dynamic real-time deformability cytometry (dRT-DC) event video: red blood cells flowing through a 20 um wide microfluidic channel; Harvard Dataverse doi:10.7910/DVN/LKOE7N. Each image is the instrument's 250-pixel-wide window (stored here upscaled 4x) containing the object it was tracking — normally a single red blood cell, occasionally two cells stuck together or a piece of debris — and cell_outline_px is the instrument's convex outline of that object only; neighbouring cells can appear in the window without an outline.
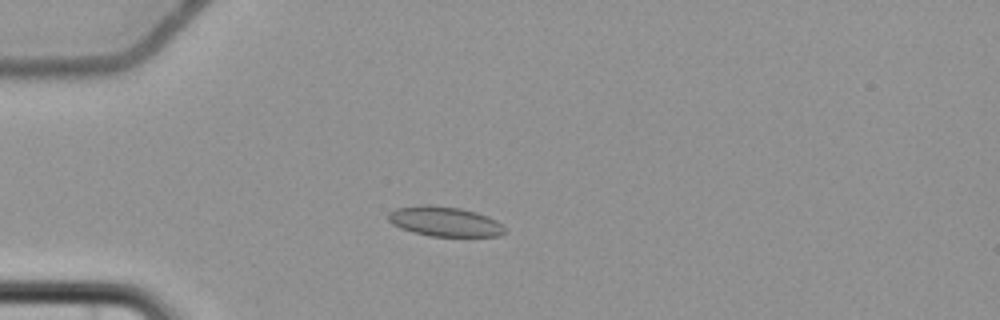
{"species": "common noctule bat (a hibernating species)", "species_latin": "Nyctalus noctula", "temperature_condition": "cold", "stored_images_in_passage": 5, "camera_frame_rate_fps": 3000, "um_per_image_px": 0.085, "animal": {"sex": "female", "body_mass_g": 22.7, "forearm_length_mm": 54.2}, "frame": {"image": 1, "passage_image": 5, "time_ms": 5.0, "image_size_px": [1000, 320], "cell_outline_px": [[508, 232], [500, 236], [432, 236], [412, 232], [400, 228], [392, 224], [388, 220], [388, 212], [396, 208], [420, 204], [424, 204], [460, 208], [476, 212], [488, 216], [496, 220]], "centroid_in_image_um": [37.78, 18.82], "position_along_channel_um": 47.2, "area_um2": 20.35}}